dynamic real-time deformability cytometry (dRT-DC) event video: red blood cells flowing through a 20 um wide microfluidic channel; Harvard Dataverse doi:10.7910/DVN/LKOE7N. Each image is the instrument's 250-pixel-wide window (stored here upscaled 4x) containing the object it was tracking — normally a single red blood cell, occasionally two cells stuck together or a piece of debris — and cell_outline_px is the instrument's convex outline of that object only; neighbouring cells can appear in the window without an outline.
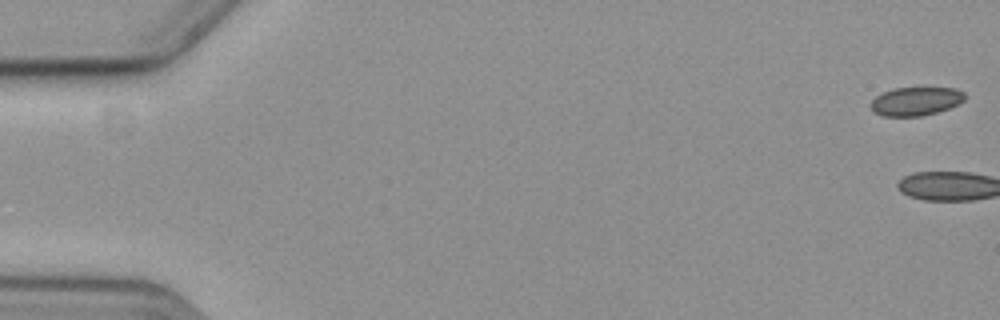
{"species": "common noctule bat (a hibernating species)", "species_latin": "Nyctalus noctula", "temperature_condition": "cold", "stored_images_in_passage": 3, "camera_frame_rate_fps": 3000, "um_per_image_px": 0.085, "animal": {"sex": "female", "body_mass_g": 19.3, "forearm_length_mm": 54.1}, "frame": {"image": 1, "passage_image": 1, "time_ms": 0.0, "image_size_px": [1000, 320], "cell_outline_px": [[964, 100], [948, 108], [936, 112], [920, 116], [880, 116], [872, 112], [868, 104], [876, 96], [884, 92], [896, 88], [956, 88], [964, 92]], "centroid_in_image_um": [77.78, 8.61], "position_along_channel_um": 7.2, "area_um2": 15.61}}